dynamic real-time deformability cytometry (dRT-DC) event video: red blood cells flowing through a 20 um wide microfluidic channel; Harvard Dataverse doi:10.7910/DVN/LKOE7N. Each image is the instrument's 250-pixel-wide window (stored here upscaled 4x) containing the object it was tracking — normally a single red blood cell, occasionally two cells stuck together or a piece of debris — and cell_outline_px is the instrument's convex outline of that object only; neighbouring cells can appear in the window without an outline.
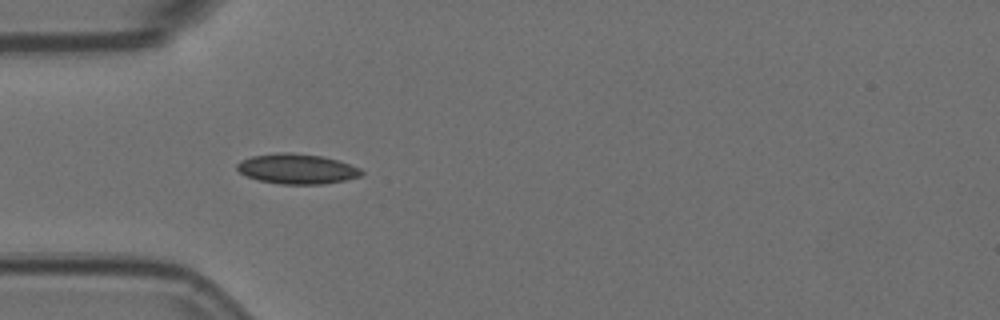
{"species": "Egyptian fruit bat (a non-hibernating species)", "species_latin": "Rousettus aegyptiacus", "temperature_condition": "room temperature", "stored_images_in_passage": 7, "camera_frame_rate_fps": 3000, "um_per_image_px": 0.085, "animal": {"sex": "female"}, "frame": {"image": 1, "passage_image": 6, "time_ms": 1.667, "image_size_px": [1000, 320], "cell_outline_px": [[364, 172], [360, 176], [344, 180], [320, 184], [280, 184], [260, 180], [248, 176], [240, 172], [236, 168], [236, 164], [240, 160], [252, 156], [276, 152], [292, 152], [320, 156], [336, 160], [360, 168]], "centroid_in_image_um": [25.21, 14.34], "position_along_channel_um": 59.8, "area_um2": 21.62}}
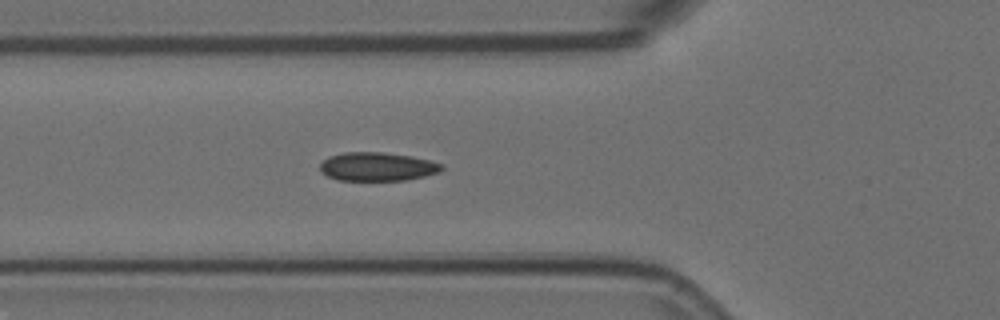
{"frame": {"image": 2, "passage_image": 7, "time_ms": 2.0, "image_size_px": [1000, 320], "cell_outline_px": [[444, 168], [440, 172], [408, 180], [336, 180], [320, 172], [320, 164], [328, 156], [344, 152], [384, 152], [412, 156], [444, 164]], "centroid_in_image_um": [32.08, 14.16], "position_along_channel_um": 93.7, "area_um2": 20.46}}